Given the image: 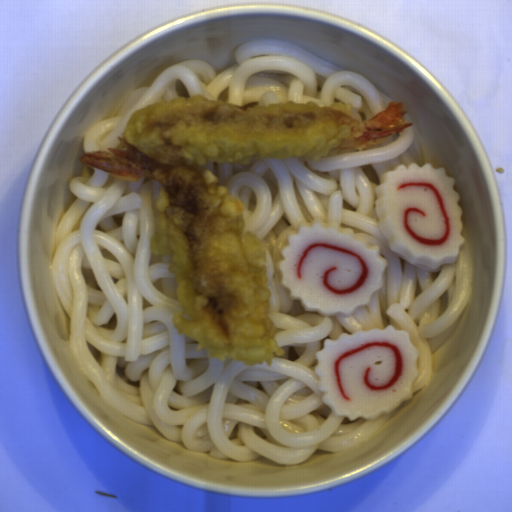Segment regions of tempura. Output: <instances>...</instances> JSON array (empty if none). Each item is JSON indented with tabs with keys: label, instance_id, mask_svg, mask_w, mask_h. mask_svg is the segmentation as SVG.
I'll return each instance as SVG.
<instances>
[{
	"label": "tempura",
	"instance_id": "tempura-1",
	"mask_svg": "<svg viewBox=\"0 0 512 512\" xmlns=\"http://www.w3.org/2000/svg\"><path fill=\"white\" fill-rule=\"evenodd\" d=\"M393 101L367 120L347 103L240 106L204 95L134 111L116 146L77 159L120 180L159 184L151 254L169 255L180 310L172 328L207 358L246 367L285 355L269 313L264 244L246 229L241 202L207 164L294 157L319 162L381 144L413 126Z\"/></svg>",
	"mask_w": 512,
	"mask_h": 512
}]
</instances>
